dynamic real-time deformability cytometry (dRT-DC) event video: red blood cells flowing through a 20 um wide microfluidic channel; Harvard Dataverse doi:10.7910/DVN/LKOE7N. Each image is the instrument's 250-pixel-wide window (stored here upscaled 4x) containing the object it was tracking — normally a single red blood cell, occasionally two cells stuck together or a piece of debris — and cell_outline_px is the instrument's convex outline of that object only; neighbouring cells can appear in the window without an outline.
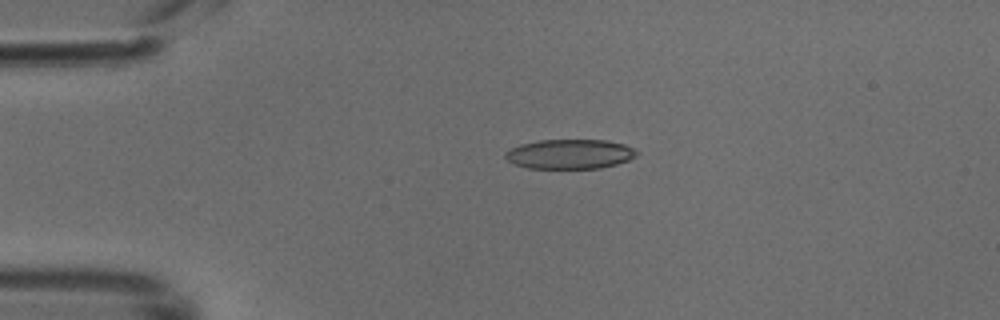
{"species": "common noctule bat (a hibernating species)", "species_latin": "Nyctalus noctula", "temperature_condition": "cold", "stored_images_in_passage": 49, "camera_frame_rate_fps": 3000, "um_per_image_px": 0.085, "animal": {"sex": "male", "body_mass_g": 18.8}, "frame": {"image": 1, "passage_image": 11, "time_ms": 3.333, "image_size_px": [1000, 320], "cell_outline_px": [[640, 152], [636, 156], [628, 160], [616, 164], [600, 168], [528, 168], [516, 164], [508, 160], [504, 156], [504, 152], [520, 144], [540, 140], [608, 140], [624, 144], [636, 148]], "centroid_in_image_um": [48.48, 13.08], "position_along_channel_um": 36.5, "area_um2": 22.72}}
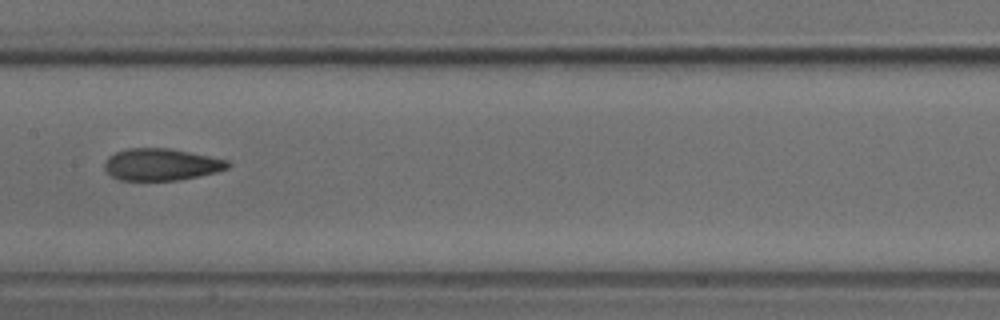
{"frame": {"image": 2, "passage_image": 25, "time_ms": 8.0, "image_size_px": [1000, 320], "cell_outline_px": [[232, 164], [228, 168], [216, 172], [180, 180], [120, 180], [112, 176], [104, 168], [104, 164], [108, 156], [116, 152], [128, 148], [168, 148], [228, 160]], "centroid_in_image_um": [13.7, 13.98], "position_along_channel_um": 193.7, "area_um2": 22.83}}
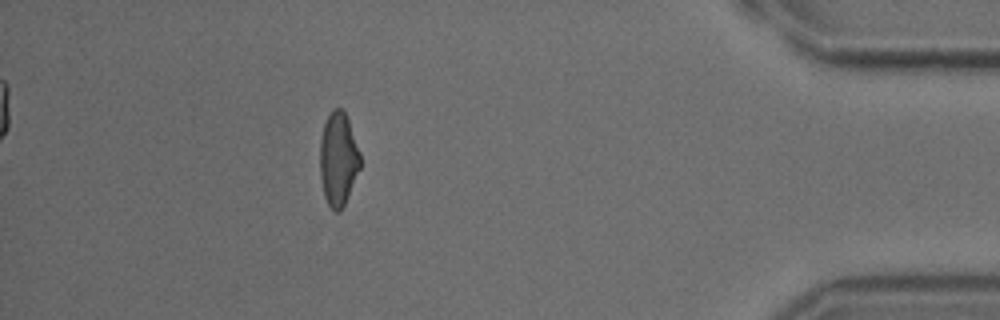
{"frame": {"image": 3, "passage_image": 44, "time_ms": 14.333, "image_size_px": [1000, 320], "cell_outline_px": [[360, 168], [344, 204], [340, 212], [336, 212], [328, 204], [324, 196], [320, 176], [320, 140], [324, 124], [332, 108], [340, 108], [344, 112], [348, 120], [360, 152]], "centroid_in_image_um": [28.74, 13.52], "position_along_channel_um": 406.5, "area_um2": 21.73}}